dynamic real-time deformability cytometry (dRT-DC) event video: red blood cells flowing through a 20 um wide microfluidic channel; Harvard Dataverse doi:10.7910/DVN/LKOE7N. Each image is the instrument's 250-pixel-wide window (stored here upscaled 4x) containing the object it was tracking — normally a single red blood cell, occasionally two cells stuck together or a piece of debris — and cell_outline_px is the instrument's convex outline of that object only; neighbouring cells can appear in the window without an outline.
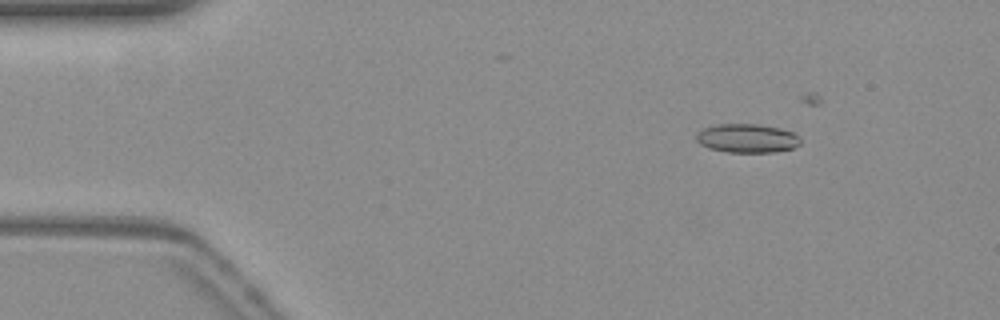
{"species": "common noctule bat (a hibernating species)", "species_latin": "Nyctalus noctula", "temperature_condition": "warm", "stored_images_in_passage": 16, "camera_frame_rate_fps": 3000, "um_per_image_px": 0.085, "animal": {"sex": "female", "body_mass_g": 19.3, "forearm_length_mm": 54.1}, "frame": {"image": 1, "passage_image": 6, "time_ms": 1.667, "image_size_px": [1000, 320], "cell_outline_px": [[800, 144], [792, 148], [776, 152], [728, 152], [708, 148], [700, 144], [696, 140], [696, 136], [704, 128], [716, 124], [752, 124], [776, 128], [792, 132], [800, 140]], "centroid_in_image_um": [63.47, 11.77], "position_along_channel_um": 21.5, "area_um2": 17.17}}
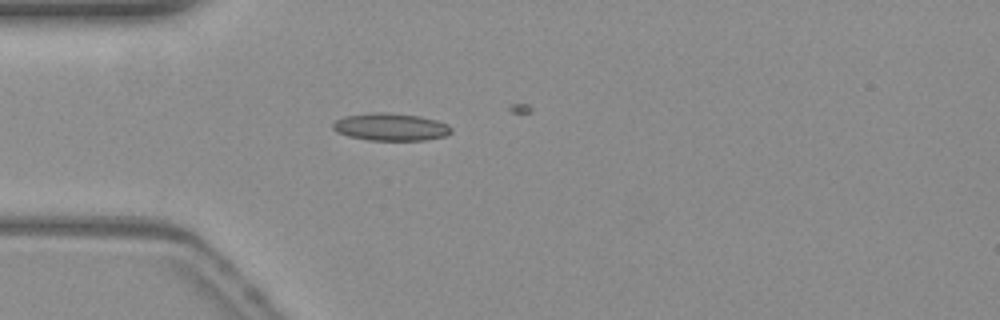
{"frame": {"image": 2, "passage_image": 14, "time_ms": 4.333, "image_size_px": [1000, 320], "cell_outline_px": [[452, 132], [444, 136], [424, 140], [368, 140], [348, 136], [336, 132], [332, 128], [332, 124], [336, 120], [344, 116], [372, 112], [384, 112], [420, 116], [436, 120], [448, 124], [452, 128]], "centroid_in_image_um": [33.19, 10.79], "position_along_channel_um": 51.8, "area_um2": 19.02}}